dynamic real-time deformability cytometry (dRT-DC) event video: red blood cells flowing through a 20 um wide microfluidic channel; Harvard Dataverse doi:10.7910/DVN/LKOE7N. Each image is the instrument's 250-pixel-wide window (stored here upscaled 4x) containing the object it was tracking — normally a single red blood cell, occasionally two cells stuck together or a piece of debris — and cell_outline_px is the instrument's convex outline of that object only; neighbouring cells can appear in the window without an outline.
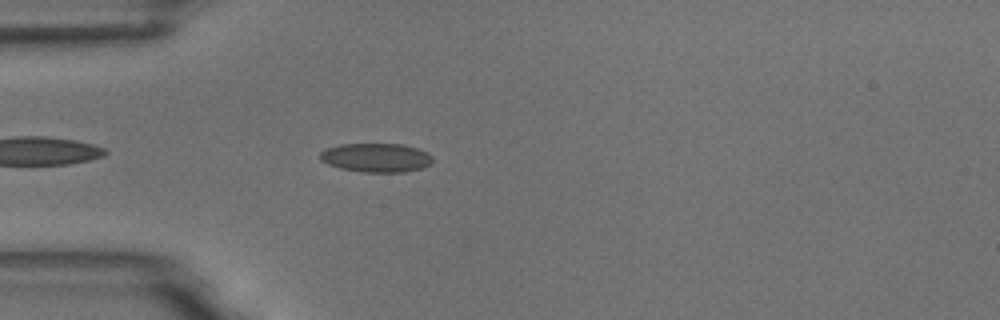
{"species": "common noctule bat (a hibernating species)", "species_latin": "Nyctalus noctula", "temperature_condition": "room temperature", "stored_images_in_passage": 4, "camera_frame_rate_fps": 3000, "um_per_image_px": 0.085, "animal": {"sex": "male", "body_mass_g": 18.8}, "frame": {"image": 1, "passage_image": 4, "time_ms": 4.333, "image_size_px": [1000, 320], "cell_outline_px": [[432, 160], [428, 164], [420, 168], [404, 172], [360, 172], [340, 168], [328, 164], [320, 160], [320, 152], [328, 148], [340, 144], [404, 144], [428, 152], [432, 156]], "centroid_in_image_um": [31.96, 13.4], "position_along_channel_um": 53.0, "area_um2": 18.9}}